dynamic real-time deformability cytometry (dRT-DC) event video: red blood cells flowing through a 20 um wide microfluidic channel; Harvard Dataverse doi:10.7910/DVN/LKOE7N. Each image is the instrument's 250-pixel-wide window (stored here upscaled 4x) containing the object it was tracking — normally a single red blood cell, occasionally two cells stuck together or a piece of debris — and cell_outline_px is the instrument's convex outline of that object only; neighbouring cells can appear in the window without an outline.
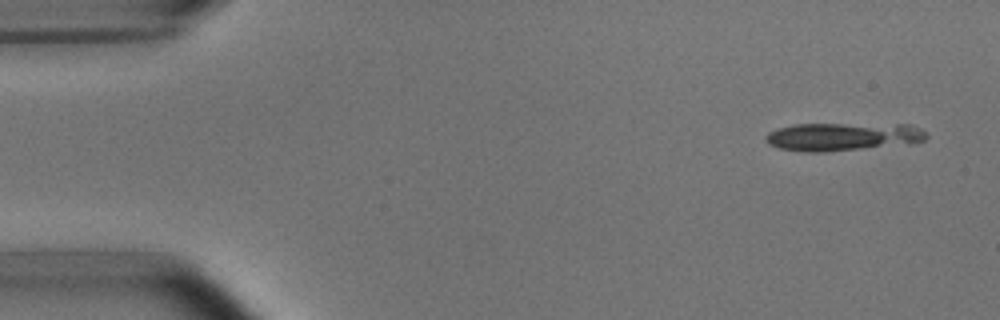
{"species": "common noctule bat (a hibernating species)", "species_latin": "Nyctalus noctula", "temperature_condition": "room temperature", "stored_images_in_passage": 2, "camera_frame_rate_fps": 3000, "um_per_image_px": 0.085, "animal": {"sex": "male", "body_mass_g": 15.6}, "frame": {"image": 1, "passage_image": 2, "time_ms": 1.333, "image_size_px": [1000, 320], "cell_outline_px": [[928, 136], [924, 140], [912, 144], [828, 152], [804, 152], [780, 148], [768, 144], [764, 140], [764, 136], [768, 132], [780, 128], [796, 124], [912, 124], [920, 128]], "centroid_in_image_um": [71.67, 11.62], "position_along_channel_um": 13.3, "area_um2": 26.7}}